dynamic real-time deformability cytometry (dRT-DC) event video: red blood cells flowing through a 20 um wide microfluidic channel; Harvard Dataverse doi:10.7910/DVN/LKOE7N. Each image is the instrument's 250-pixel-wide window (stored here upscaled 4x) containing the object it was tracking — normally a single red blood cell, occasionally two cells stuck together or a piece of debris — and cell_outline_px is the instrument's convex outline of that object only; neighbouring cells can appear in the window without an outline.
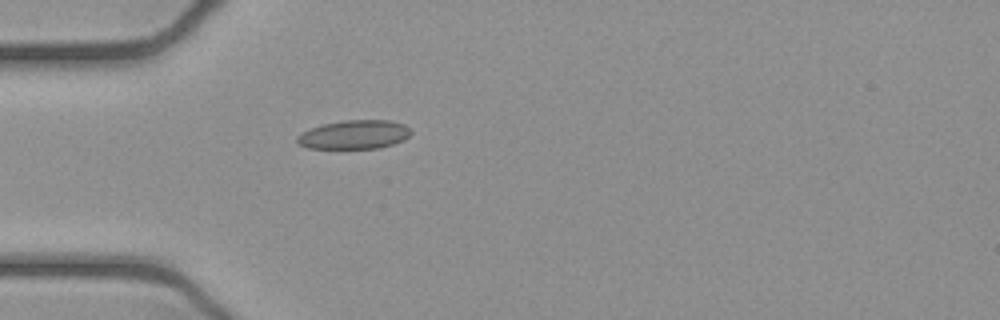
{"species": "common noctule bat (a hibernating species)", "species_latin": "Nyctalus noctula", "temperature_condition": "cold", "stored_images_in_passage": 33, "camera_frame_rate_fps": 3000, "um_per_image_px": 0.085, "animal": {"sex": "female", "body_mass_g": 21.9}, "frame": {"image": 1, "passage_image": 1, "time_ms": 0.0, "image_size_px": [1000, 320], "cell_outline_px": [[412, 132], [404, 140], [392, 144], [376, 148], [308, 148], [296, 144], [296, 136], [300, 132], [320, 124], [344, 120], [388, 120], [404, 124]], "centroid_in_image_um": [30.04, 11.43], "position_along_channel_um": 55.0, "area_um2": 19.25}}
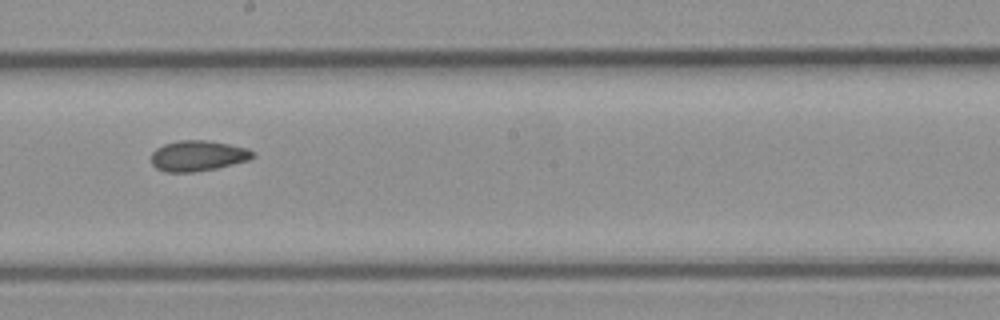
{"frame": {"image": 2, "passage_image": 15, "time_ms": 4.667, "image_size_px": [1000, 320], "cell_outline_px": [[256, 156], [248, 160], [216, 168], [192, 172], [164, 172], [156, 168], [152, 164], [152, 152], [156, 148], [164, 144], [180, 140], [204, 140], [228, 144], [248, 148]], "centroid_in_image_um": [16.8, 13.24], "position_along_channel_um": 231.4, "area_um2": 17.98}}
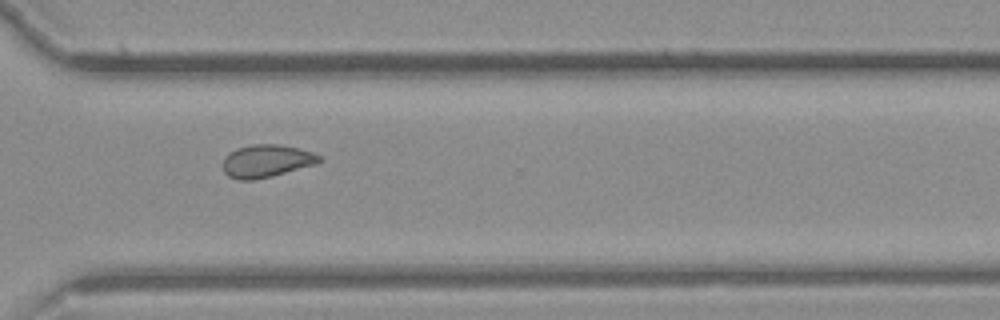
{"frame": {"image": 3, "passage_image": 24, "time_ms": 7.667, "image_size_px": [1000, 320], "cell_outline_px": [[324, 160], [316, 164], [272, 176], [252, 180], [236, 180], [228, 176], [224, 172], [224, 156], [228, 152], [236, 148], [252, 144], [280, 144], [300, 148], [312, 152], [320, 156]], "centroid_in_image_um": [22.65, 13.67], "position_along_channel_um": 348.0, "area_um2": 18.55}, "authors_computed_cell_mechanics": {"area_um2": 17.9758, "velocity_mm_per_s": 3.8957, "shape_relaxation_time_tau1_ms": null, "shape_relaxation_time_tau2_ms": 4.8582, "deformation_change_tau1": null, "deformation_change_tau2": 0.0842}}